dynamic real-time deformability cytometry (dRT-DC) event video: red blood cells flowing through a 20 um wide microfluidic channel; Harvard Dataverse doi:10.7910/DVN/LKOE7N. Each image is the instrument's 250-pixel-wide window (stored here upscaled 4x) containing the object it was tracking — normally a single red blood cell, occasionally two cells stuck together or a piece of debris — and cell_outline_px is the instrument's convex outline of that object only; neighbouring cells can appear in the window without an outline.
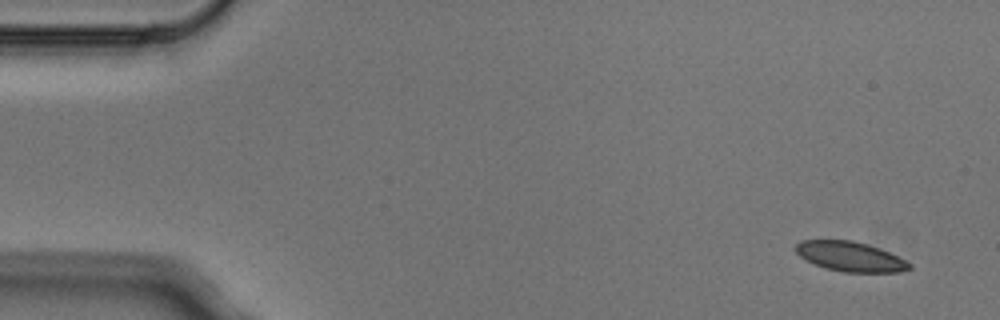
{"species": "Egyptian fruit bat (a non-hibernating species)", "species_latin": "Rousettus aegyptiacus", "temperature_condition": "cold", "stored_images_in_passage": 5, "camera_frame_rate_fps": 3000, "um_per_image_px": 0.085, "animal": {"sex": "male"}, "frame": {"image": 1, "passage_image": 1, "time_ms": 0.0, "image_size_px": [1000, 320], "cell_outline_px": [[912, 268], [900, 272], [844, 272], [824, 268], [804, 260], [792, 248], [800, 240], [852, 240], [868, 244], [880, 248], [912, 264]], "centroid_in_image_um": [72.22, 21.8], "position_along_channel_um": 12.8, "area_um2": 19.88}}
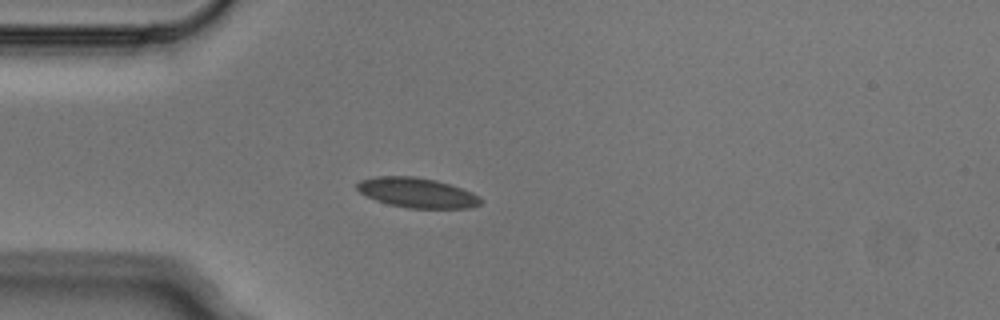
{"frame": {"image": 2, "passage_image": 4, "time_ms": 1.0, "image_size_px": [1000, 320], "cell_outline_px": [[484, 200], [480, 204], [472, 208], [408, 208], [388, 204], [376, 200], [360, 192], [356, 188], [356, 184], [360, 180], [376, 176], [416, 176], [436, 180], [472, 192], [480, 196]], "centroid_in_image_um": [35.47, 16.38], "position_along_channel_um": 49.5, "area_um2": 21.62}}